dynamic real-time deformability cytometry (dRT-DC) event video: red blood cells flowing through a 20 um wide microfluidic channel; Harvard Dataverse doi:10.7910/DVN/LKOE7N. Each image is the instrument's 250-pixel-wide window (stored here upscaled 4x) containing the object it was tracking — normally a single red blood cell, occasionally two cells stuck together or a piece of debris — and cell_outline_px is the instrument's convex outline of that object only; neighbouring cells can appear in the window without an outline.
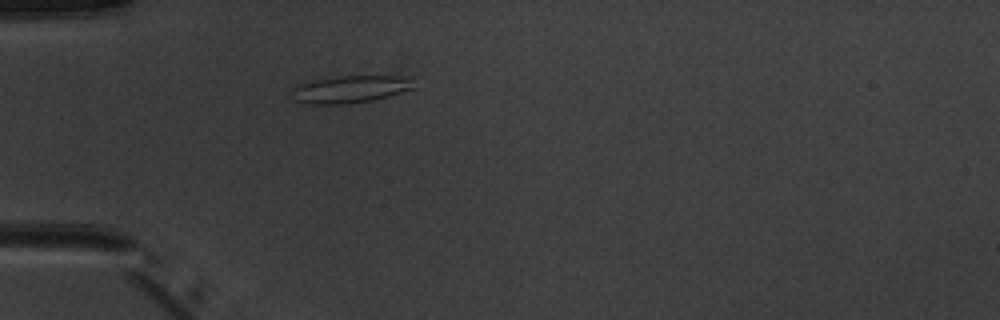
{"species": "common noctule bat (a hibernating species)", "species_latin": "Nyctalus noctula", "temperature_condition": "warm", "stored_images_in_passage": 1, "camera_frame_rate_fps": 3000, "um_per_image_px": 0.085, "animal": {"sex": "male", "body_mass_g": 20.1, "forearm_length_mm": 53.5}, "frame": {"image": 1, "passage_image": 1, "time_ms": 0.0, "image_size_px": [1000, 320], "cell_outline_px": [[416, 88], [372, 100], [344, 104], [316, 104], [296, 100], [288, 92], [292, 88], [300, 84], [312, 80], [336, 76], [412, 76]], "centroid_in_image_um": [29.8, 7.56], "position_along_channel_um": 55.2, "area_um2": 19.54}}